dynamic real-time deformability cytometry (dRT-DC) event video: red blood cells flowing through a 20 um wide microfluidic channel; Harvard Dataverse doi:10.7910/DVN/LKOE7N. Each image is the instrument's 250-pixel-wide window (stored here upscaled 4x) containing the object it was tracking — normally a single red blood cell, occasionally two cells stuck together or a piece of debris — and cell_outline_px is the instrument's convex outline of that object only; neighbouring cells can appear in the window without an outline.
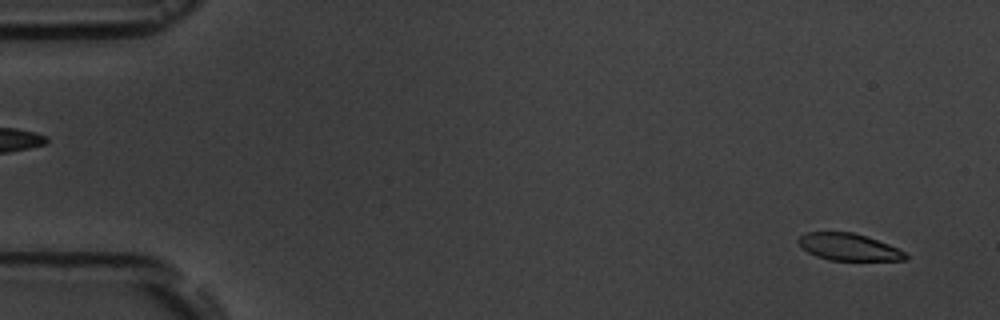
{"species": "common noctule bat (a hibernating species)", "species_latin": "Nyctalus noctula", "temperature_condition": "room temperature", "stored_images_in_passage": 4, "camera_frame_rate_fps": 3000, "um_per_image_px": 0.085, "animal": {"sex": "male", "body_mass_g": 19.5, "forearm_length_mm": 54.6}, "frame": {"image": 1, "passage_image": 1, "time_ms": 0.0, "image_size_px": [1000, 320], "cell_outline_px": [[908, 256], [904, 260], [828, 260], [816, 256], [808, 252], [796, 240], [800, 236], [808, 232], [852, 232], [888, 244], [904, 252]], "centroid_in_image_um": [72.11, 21.0], "position_along_channel_um": 12.9, "area_um2": 16.53}}
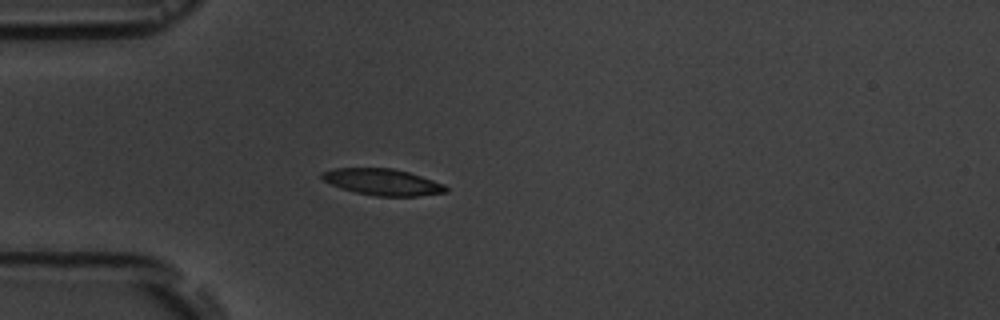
{"frame": {"image": 2, "passage_image": 4, "time_ms": 4.333, "image_size_px": [1000, 320], "cell_outline_px": [[448, 192], [416, 196], [376, 196], [356, 192], [332, 184], [324, 180], [320, 176], [320, 172], [336, 168], [392, 168], [408, 172], [444, 184], [448, 188]], "centroid_in_image_um": [32.53, 15.47], "position_along_channel_um": 52.5, "area_um2": 18.84}}